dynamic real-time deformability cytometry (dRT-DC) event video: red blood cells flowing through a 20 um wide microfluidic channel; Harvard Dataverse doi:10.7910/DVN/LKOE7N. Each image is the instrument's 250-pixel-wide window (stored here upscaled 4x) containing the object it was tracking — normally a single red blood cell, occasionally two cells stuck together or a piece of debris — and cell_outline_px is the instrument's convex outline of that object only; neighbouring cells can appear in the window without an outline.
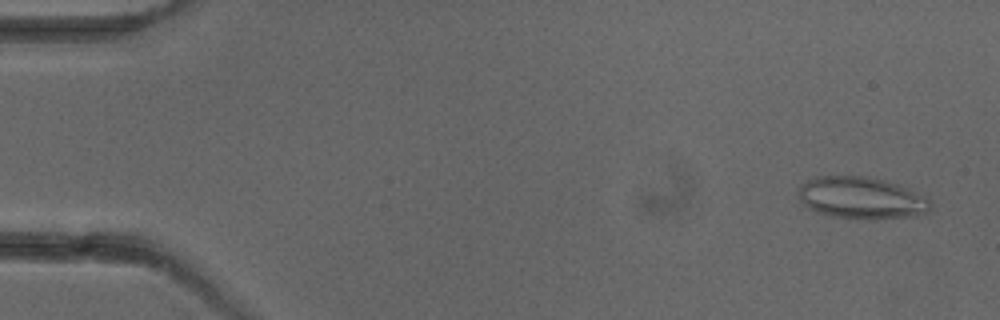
{"species": "common noctule bat (a hibernating species)", "species_latin": "Nyctalus noctula", "temperature_condition": "cold", "stored_images_in_passage": 9, "camera_frame_rate_fps": 3000, "um_per_image_px": 0.085, "animal": {"sex": "female"}, "frame": {"image": 1, "passage_image": 1, "time_ms": 0.0, "image_size_px": [1000, 320], "cell_outline_px": [[932, 208], [928, 212], [916, 216], [876, 220], [868, 220], [832, 216], [816, 212], [808, 208], [800, 200], [796, 188], [800, 184], [816, 176], [864, 176], [884, 180], [896, 184], [924, 196], [928, 200]], "centroid_in_image_um": [73.18, 16.84], "position_along_channel_um": 11.8, "area_um2": 32.54}}